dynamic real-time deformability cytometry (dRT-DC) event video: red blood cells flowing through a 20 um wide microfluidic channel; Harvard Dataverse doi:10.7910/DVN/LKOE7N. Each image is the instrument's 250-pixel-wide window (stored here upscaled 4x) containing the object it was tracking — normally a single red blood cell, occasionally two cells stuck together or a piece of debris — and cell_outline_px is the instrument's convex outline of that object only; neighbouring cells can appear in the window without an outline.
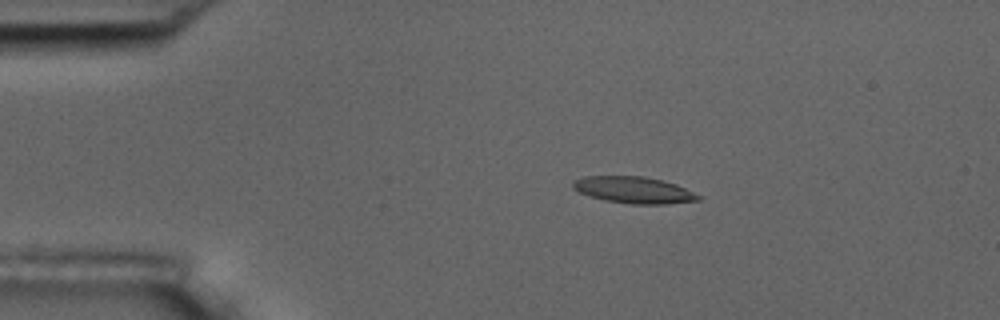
{"species": "common noctule bat (a hibernating species)", "species_latin": "Nyctalus noctula", "temperature_condition": "room temperature", "stored_images_in_passage": 56, "camera_frame_rate_fps": 3000, "um_per_image_px": 0.085, "animal": {"sex": "male", "body_mass_g": 17.5, "forearm_length_mm": 52.3}, "frame": {"image": 1, "passage_image": 10, "time_ms": 3.0, "image_size_px": [1000, 320], "cell_outline_px": [[704, 196], [700, 200], [668, 204], [632, 204], [604, 200], [588, 196], [572, 188], [572, 180], [584, 176], [644, 176], [676, 184]], "centroid_in_image_um": [53.88, 16.15], "position_along_channel_um": 31.1, "area_um2": 19.65}}
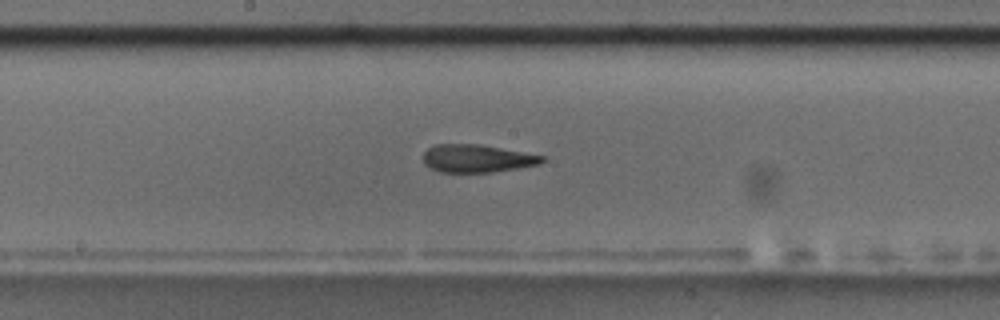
{"frame": {"image": 2, "passage_image": 29, "time_ms": 9.333, "image_size_px": [1000, 320], "cell_outline_px": [[544, 160], [540, 164], [492, 172], [440, 172], [424, 164], [424, 152], [428, 148], [436, 144], [480, 144], [544, 156]], "centroid_in_image_um": [40.52, 13.46], "position_along_channel_um": 207.7, "area_um2": 19.07}}
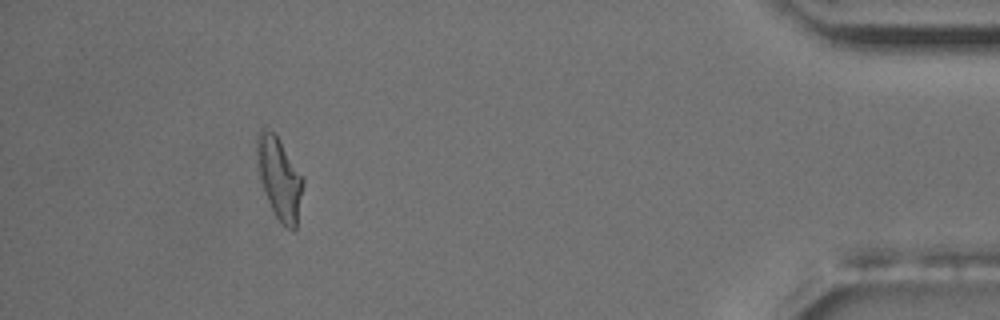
{"frame": {"image": 3, "passage_image": 51, "time_ms": 16.667, "image_size_px": [1000, 320], "cell_outline_px": [[304, 184], [296, 228], [292, 232], [284, 228], [276, 216], [264, 192], [260, 180], [256, 156], [256, 136], [260, 128], [264, 128], [276, 132], [304, 176]], "centroid_in_image_um": [23.76, 15.11], "position_along_channel_um": 411.4, "area_um2": 22.66}, "authors_computed_cell_mechanics": {"area_um2": 19.8254, "velocity_mm_per_s": 3.572, "shape_relaxation_time_tau1_ms": 10.5536, "shape_relaxation_time_tau2_ms": 3.7672, "deformation_change_tau1": 0.26, "deformation_change_tau2": 0.1265}}